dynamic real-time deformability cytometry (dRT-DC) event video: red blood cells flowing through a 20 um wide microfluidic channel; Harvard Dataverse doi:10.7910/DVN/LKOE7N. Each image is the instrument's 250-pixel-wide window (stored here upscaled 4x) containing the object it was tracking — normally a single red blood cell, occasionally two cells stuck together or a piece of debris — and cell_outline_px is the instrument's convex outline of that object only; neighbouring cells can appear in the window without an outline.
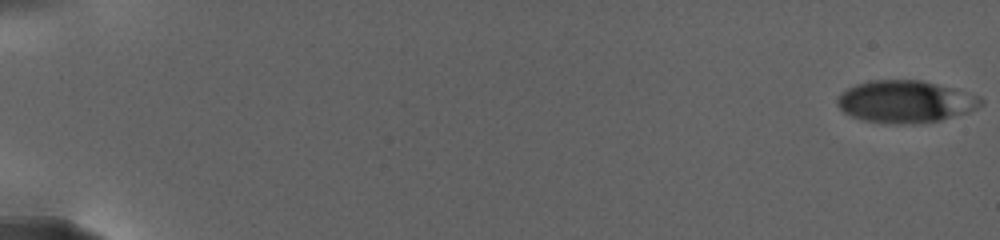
{"species": "human", "species_latin": "Homo sapiens", "temperature_condition": "warm", "stored_images_in_passage": 48, "camera_frame_rate_fps": 3000, "um_per_image_px": 0.085, "donor": {"sex": "female"}, "frame": {"image": 1, "passage_image": 1, "time_ms": 0.0, "image_size_px": [1000, 240], "cell_outline_px": [[984, 104], [968, 112], [940, 120], [920, 124], [896, 124], [864, 120], [852, 116], [844, 112], [836, 104], [836, 100], [848, 88], [856, 84], [872, 80], [920, 80], [952, 88], [984, 100]], "centroid_in_image_um": [76.94, 8.65], "position_along_channel_um": 8.1, "area_um2": 34.85}}
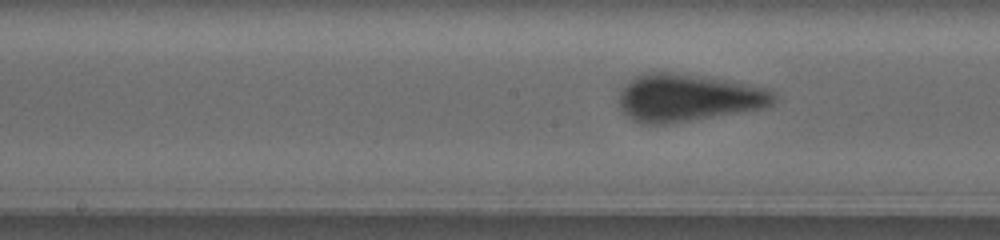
{"frame": {"image": 2, "passage_image": 21, "time_ms": 15.0, "image_size_px": [1000, 240], "cell_outline_px": [[776, 100], [772, 104], [764, 108], [664, 124], [644, 124], [632, 120], [624, 116], [620, 108], [620, 88], [628, 80], [636, 76], [648, 72], [668, 72], [700, 76], [728, 80], [764, 88], [776, 92]], "centroid_in_image_um": [58.43, 8.31], "position_along_channel_um": 189.8, "area_um2": 42.71}}
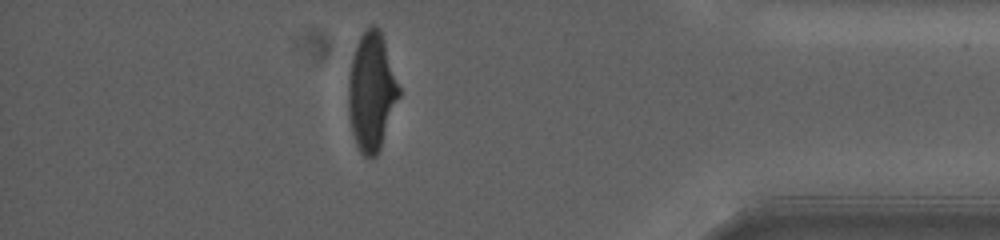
{"frame": {"image": 3, "passage_image": 41, "time_ms": 24.667, "image_size_px": [1000, 240], "cell_outline_px": [[400, 96], [380, 148], [376, 156], [364, 156], [360, 152], [356, 144], [352, 132], [348, 116], [348, 72], [352, 56], [360, 36], [372, 24], [380, 28], [400, 88]], "centroid_in_image_um": [31.57, 7.79], "position_along_channel_um": 403.6, "area_um2": 34.85}, "authors_computed_cell_mechanics": {"area_um2": 36.414, "velocity_mm_per_s": 2.537, "shape_relaxation_time_tau1_ms": 3.5692, "shape_relaxation_time_tau2_ms": null, "deformation_change_tau1": 0.1601, "deformation_change_tau2": null}}